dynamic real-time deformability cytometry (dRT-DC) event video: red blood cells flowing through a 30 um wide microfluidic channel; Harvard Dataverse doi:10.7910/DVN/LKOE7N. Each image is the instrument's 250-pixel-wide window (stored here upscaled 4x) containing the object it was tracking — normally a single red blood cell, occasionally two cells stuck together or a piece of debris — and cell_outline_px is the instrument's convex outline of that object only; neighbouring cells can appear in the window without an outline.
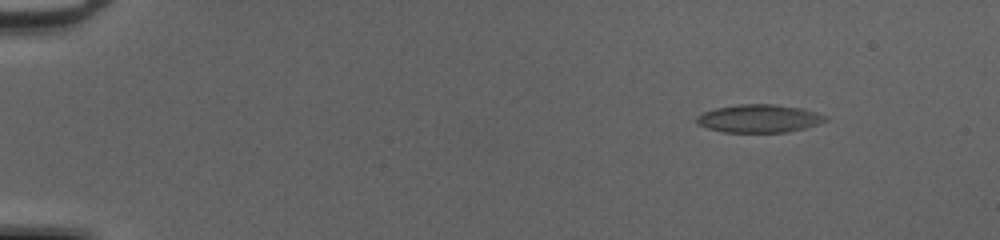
{"species": "common noctule bat (a hibernating species)", "species_latin": "Nyctalus noctula", "temperature_condition": "cold", "stored_images_in_passage": 47, "camera_frame_rate_fps": 3000, "um_per_image_px": 0.085, "animal": {"sex": "female", "body_mass_g": 20.0, "forearm_length_mm": 54.0}, "frame": {"image": 1, "passage_image": 7, "time_ms": 2.0, "image_size_px": [1000, 240], "cell_outline_px": [[828, 120], [820, 124], [788, 132], [724, 132], [708, 128], [696, 124], [696, 116], [704, 112], [716, 108], [736, 104], [776, 104], [804, 108], [828, 116]], "centroid_in_image_um": [64.56, 10.07], "position_along_channel_um": 20.4, "area_um2": 21.27}}
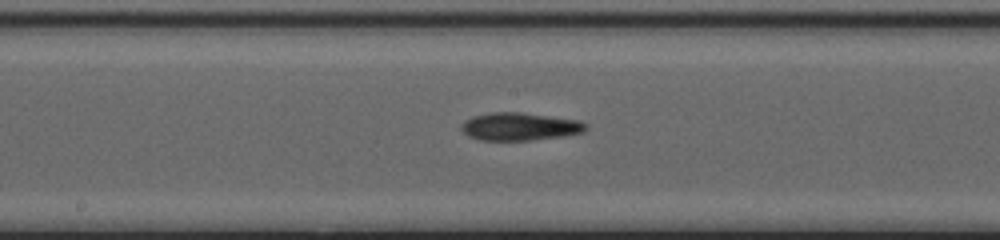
{"frame": {"image": 2, "passage_image": 29, "time_ms": 9.333, "image_size_px": [1000, 240], "cell_outline_px": [[588, 128], [584, 132], [564, 136], [532, 140], [480, 140], [468, 136], [460, 128], [460, 124], [464, 120], [472, 116], [492, 112], [520, 112], [580, 120], [588, 124]], "centroid_in_image_um": [44.18, 10.75], "position_along_channel_um": 204.0, "area_um2": 20.4}}
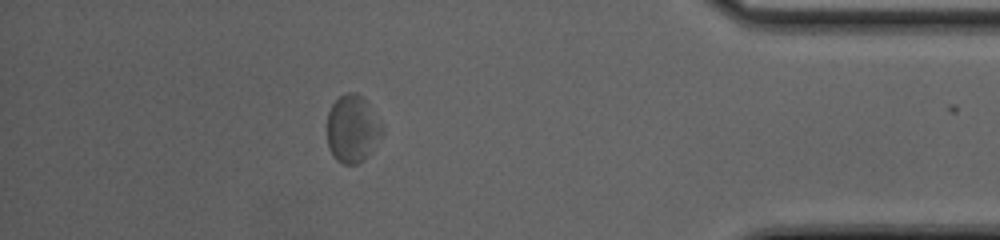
{"frame": {"image": 3, "passage_image": 46, "time_ms": 15.0, "image_size_px": [1000, 240], "cell_outline_px": [[384, 132], [364, 160], [360, 164], [344, 164], [336, 160], [328, 148], [328, 112], [332, 104], [344, 92], [356, 92], [368, 104], [384, 128]], "centroid_in_image_um": [29.95, 10.96], "position_along_channel_um": 405.3, "area_um2": 21.5}}